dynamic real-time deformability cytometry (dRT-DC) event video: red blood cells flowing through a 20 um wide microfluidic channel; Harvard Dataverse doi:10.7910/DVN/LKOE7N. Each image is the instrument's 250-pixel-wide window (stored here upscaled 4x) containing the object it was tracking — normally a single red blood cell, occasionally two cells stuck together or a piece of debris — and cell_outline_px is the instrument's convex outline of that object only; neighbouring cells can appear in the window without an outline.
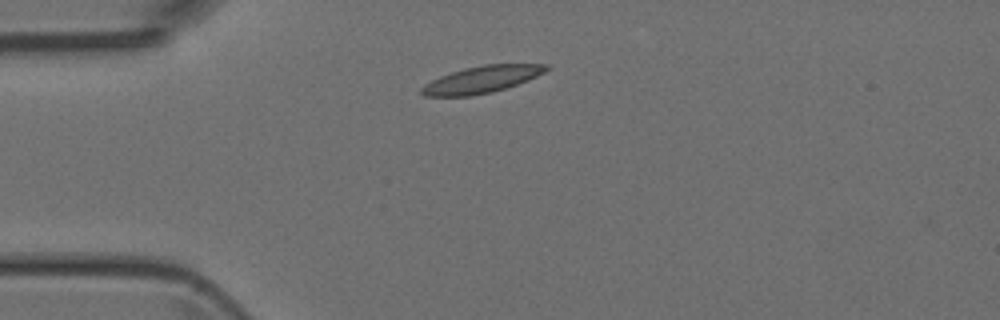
{"species": "Egyptian fruit bat (a non-hibernating species)", "species_latin": "Rousettus aegyptiacus", "temperature_condition": "room temperature", "stored_images_in_passage": 32, "camera_frame_rate_fps": 3000, "um_per_image_px": 0.085, "animal": {"sex": "female"}, "frame": {"image": 1, "passage_image": 1, "time_ms": 0.0, "image_size_px": [1000, 320], "cell_outline_px": [[548, 68], [544, 72], [528, 80], [492, 92], [468, 96], [424, 96], [420, 92], [420, 88], [424, 84], [440, 76], [464, 68], [484, 64], [548, 64]], "centroid_in_image_um": [40.9, 6.75], "position_along_channel_um": 44.1, "area_um2": 19.36}}
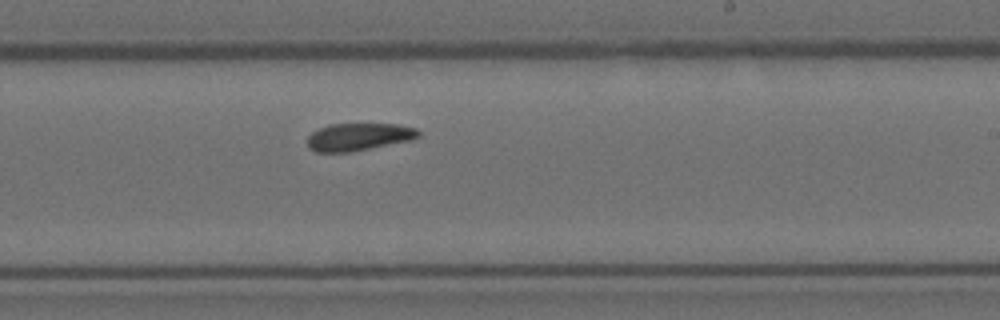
{"frame": {"image": 2, "passage_image": 18, "time_ms": 5.667, "image_size_px": [1000, 320], "cell_outline_px": [[420, 136], [412, 140], [352, 152], [316, 152], [308, 148], [308, 136], [312, 132], [328, 124], [396, 124], [416, 128], [420, 132]], "centroid_in_image_um": [30.49, 11.64], "position_along_channel_um": 258.5, "area_um2": 17.92}}
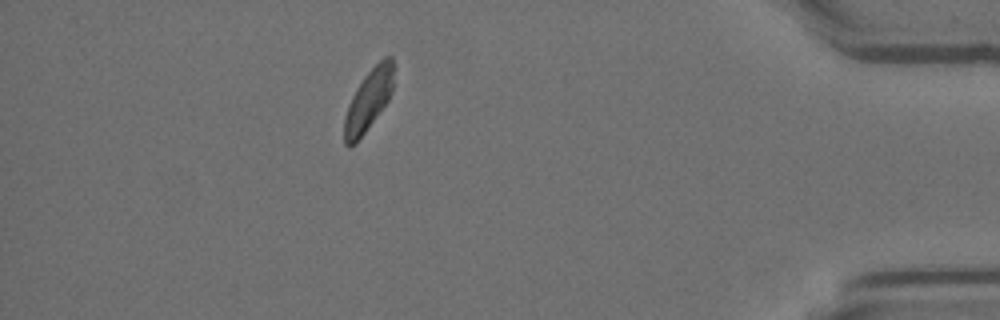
{"frame": {"image": 3, "passage_image": 32, "time_ms": 10.333, "image_size_px": [1000, 320], "cell_outline_px": [[392, 92], [388, 100], [356, 144], [348, 148], [344, 144], [344, 116], [348, 104], [356, 88], [364, 76], [384, 56], [392, 56]], "centroid_in_image_um": [31.28, 8.56], "position_along_channel_um": 403.9, "area_um2": 17.4}}